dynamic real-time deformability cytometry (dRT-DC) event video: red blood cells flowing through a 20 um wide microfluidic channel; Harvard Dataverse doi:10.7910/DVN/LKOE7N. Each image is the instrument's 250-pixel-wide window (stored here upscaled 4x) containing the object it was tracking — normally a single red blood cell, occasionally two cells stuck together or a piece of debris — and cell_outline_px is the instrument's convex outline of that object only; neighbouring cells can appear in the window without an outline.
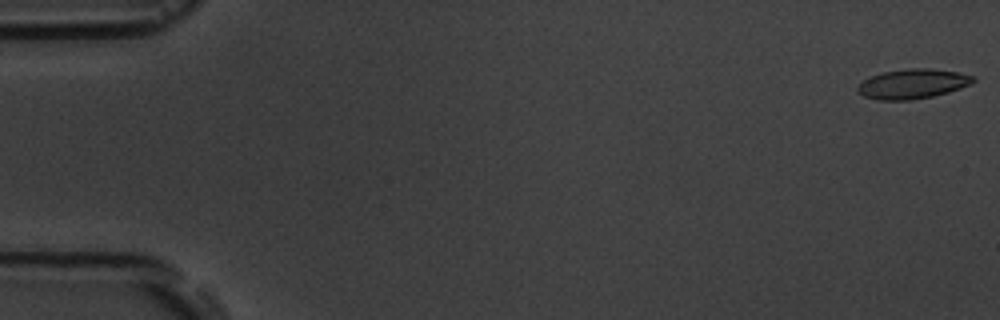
{"species": "common noctule bat (a hibernating species)", "species_latin": "Nyctalus noctula", "temperature_condition": "room temperature", "stored_images_in_passage": 9, "camera_frame_rate_fps": 3000, "um_per_image_px": 0.085, "animal": {"sex": "male", "body_mass_g": 19.5, "forearm_length_mm": 54.6}, "frame": {"image": 1, "passage_image": 1, "time_ms": 0.0, "image_size_px": [1000, 320], "cell_outline_px": [[976, 80], [972, 84], [948, 92], [932, 96], [908, 100], [876, 100], [864, 96], [856, 88], [864, 80], [872, 76], [884, 72], [912, 68], [928, 68], [956, 72], [976, 76]], "centroid_in_image_um": [77.61, 7.13], "position_along_channel_um": 7.4, "area_um2": 19.77}}
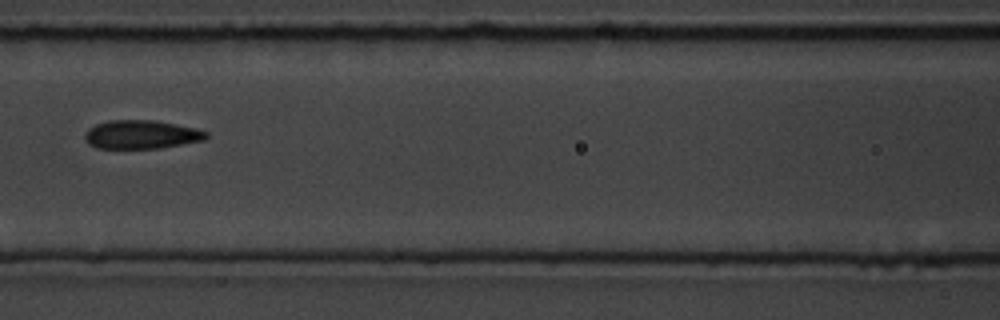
{"frame": {"image": 2, "passage_image": 8, "time_ms": 8.0, "image_size_px": [1000, 320], "cell_outline_px": [[208, 136], [204, 140], [160, 148], [96, 148], [88, 144], [84, 140], [84, 136], [88, 128], [96, 124], [108, 120], [156, 120], [196, 128], [208, 132]], "centroid_in_image_um": [12.0, 11.43], "position_along_channel_um": 154.6, "area_um2": 20.35}}
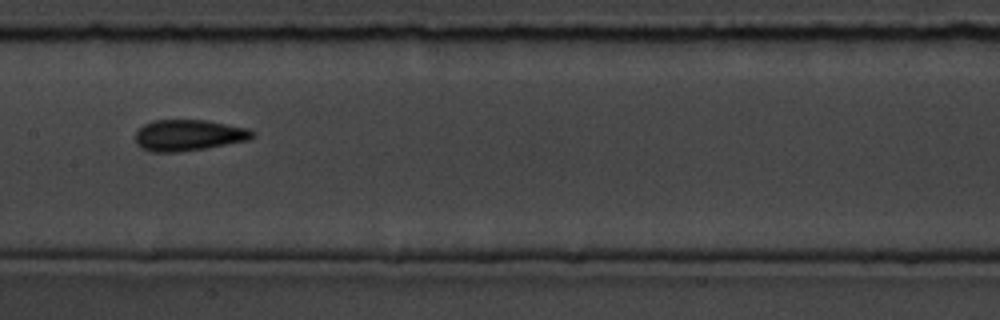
{"frame": {"image": 3, "passage_image": 9, "time_ms": 9.0, "image_size_px": [1000, 320], "cell_outline_px": [[256, 136], [248, 140], [204, 148], [180, 152], [152, 152], [140, 148], [136, 144], [136, 132], [144, 124], [152, 120], [204, 120], [248, 128], [256, 132]], "centroid_in_image_um": [16.02, 11.49], "position_along_channel_um": 191.4, "area_um2": 21.27}}